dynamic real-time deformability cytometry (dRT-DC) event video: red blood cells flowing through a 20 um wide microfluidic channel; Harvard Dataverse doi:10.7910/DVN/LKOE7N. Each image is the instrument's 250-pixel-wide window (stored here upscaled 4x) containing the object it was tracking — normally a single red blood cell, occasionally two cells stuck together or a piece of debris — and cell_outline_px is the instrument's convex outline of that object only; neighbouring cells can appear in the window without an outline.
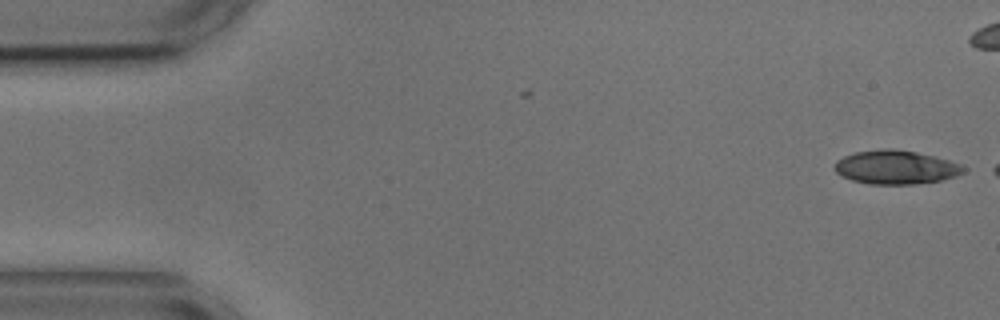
{"species": "common noctule bat (a hibernating species)", "species_latin": "Nyctalus noctula", "temperature_condition": "cold", "stored_images_in_passage": 3, "camera_frame_rate_fps": 3000, "um_per_image_px": 0.085, "animal": {"sex": "male", "body_mass_g": 17.9, "forearm_length_mm": 54.2}, "frame": {"image": 1, "passage_image": 1, "time_ms": 0.0, "image_size_px": [1000, 320], "cell_outline_px": [[968, 168], [964, 172], [956, 176], [940, 180], [912, 184], [868, 184], [852, 180], [840, 176], [836, 172], [836, 160], [844, 156], [856, 152], [884, 148], [888, 148], [916, 152], [936, 156], [960, 164]], "centroid_in_image_um": [76.15, 14.21], "position_along_channel_um": 8.8, "area_um2": 25.32}}